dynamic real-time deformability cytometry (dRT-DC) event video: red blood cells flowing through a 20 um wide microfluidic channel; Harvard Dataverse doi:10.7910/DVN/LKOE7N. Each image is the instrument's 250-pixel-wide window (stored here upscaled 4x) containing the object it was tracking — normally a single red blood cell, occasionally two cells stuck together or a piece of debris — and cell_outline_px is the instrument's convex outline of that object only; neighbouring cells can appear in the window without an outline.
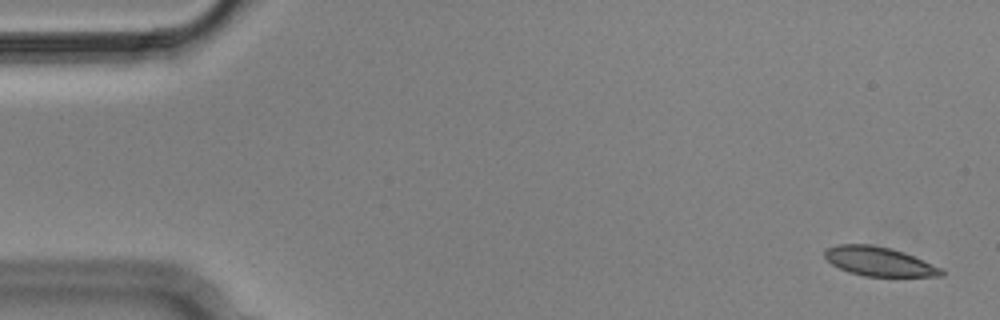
{"species": "Egyptian fruit bat (a non-hibernating species)", "species_latin": "Rousettus aegyptiacus", "temperature_condition": "cold", "stored_images_in_passage": 4, "camera_frame_rate_fps": 3000, "um_per_image_px": 0.085, "animal": {"sex": "male"}, "frame": {"image": 1, "passage_image": 1, "time_ms": 0.0, "image_size_px": [1000, 320], "cell_outline_px": [[944, 276], [864, 276], [848, 272], [832, 264], [824, 256], [824, 252], [828, 248], [836, 244], [872, 244], [904, 252], [940, 268], [944, 272]], "centroid_in_image_um": [74.68, 22.22], "position_along_channel_um": 10.3, "area_um2": 19.54}}